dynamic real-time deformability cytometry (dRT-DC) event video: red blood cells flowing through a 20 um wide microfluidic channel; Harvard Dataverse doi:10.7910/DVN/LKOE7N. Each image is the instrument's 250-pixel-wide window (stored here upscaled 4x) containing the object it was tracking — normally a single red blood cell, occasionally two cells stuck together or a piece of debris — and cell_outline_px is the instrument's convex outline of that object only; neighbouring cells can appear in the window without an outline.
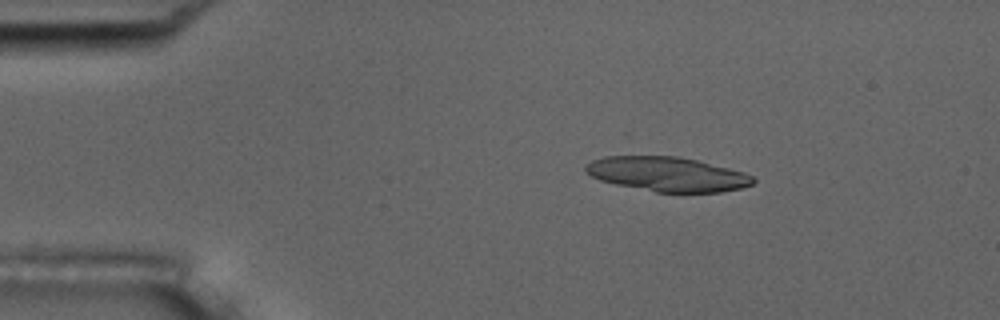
{"species": "common noctule bat (a hibernating species)", "species_latin": "Nyctalus noctula", "temperature_condition": "room temperature", "stored_images_in_passage": 4, "camera_frame_rate_fps": 3000, "um_per_image_px": 0.085, "animal": {"sex": "male", "body_mass_g": 17.5, "forearm_length_mm": 52.3}, "frame": {"image": 1, "passage_image": 2, "time_ms": 0.333, "image_size_px": [1000, 320], "cell_outline_px": [[756, 180], [752, 184], [740, 188], [720, 192], [656, 192], [616, 184], [600, 180], [584, 172], [584, 164], [592, 160], [604, 156], [680, 156], [744, 172], [752, 176]], "centroid_in_image_um": [56.68, 14.79], "position_along_channel_um": 28.3, "area_um2": 33.58}}